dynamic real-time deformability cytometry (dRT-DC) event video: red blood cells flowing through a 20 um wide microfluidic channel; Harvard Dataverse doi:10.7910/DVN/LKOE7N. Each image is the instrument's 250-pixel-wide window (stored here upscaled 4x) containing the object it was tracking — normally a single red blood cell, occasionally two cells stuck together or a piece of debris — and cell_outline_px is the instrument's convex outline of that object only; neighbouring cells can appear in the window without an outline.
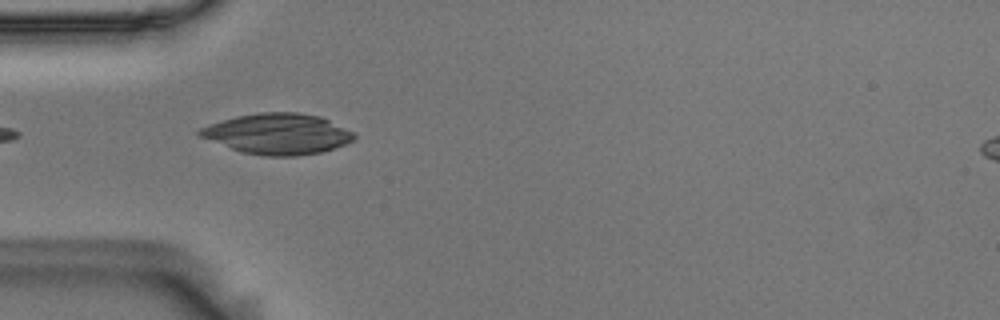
{"species": "Egyptian fruit bat (a non-hibernating species)", "species_latin": "Rousettus aegyptiacus", "temperature_condition": "room temperature", "stored_images_in_passage": 9, "camera_frame_rate_fps": 3000, "um_per_image_px": 0.085, "animal": {"sex": "male"}, "frame": {"image": 1, "passage_image": 1, "time_ms": 0.0, "image_size_px": [1000, 320], "cell_outline_px": [[356, 140], [320, 152], [296, 156], [264, 156], [240, 152], [196, 136], [196, 132], [200, 128], [208, 124], [236, 116], [260, 112], [296, 112], [320, 116], [356, 132]], "centroid_in_image_um": [23.57, 11.38], "position_along_channel_um": 61.4, "area_um2": 36.99}}